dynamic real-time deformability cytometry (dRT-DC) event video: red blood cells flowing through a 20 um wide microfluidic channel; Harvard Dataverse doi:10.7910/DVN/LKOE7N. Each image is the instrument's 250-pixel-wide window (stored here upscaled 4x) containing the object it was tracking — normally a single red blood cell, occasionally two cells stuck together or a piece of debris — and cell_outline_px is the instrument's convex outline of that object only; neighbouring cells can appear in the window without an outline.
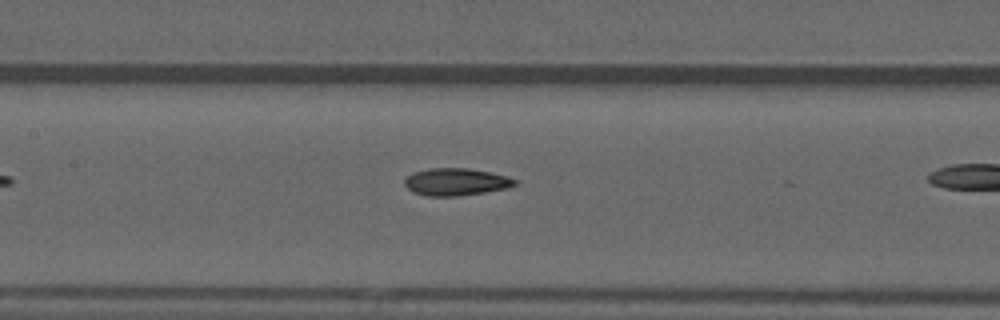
{"species": "common noctule bat (a hibernating species)", "species_latin": "Nyctalus noctula", "temperature_condition": "warm", "stored_images_in_passage": 25, "camera_frame_rate_fps": 3000, "um_per_image_px": 0.085, "animal": {"sex": "male", "forearm_length_mm": 52.5}, "frame": {"image": 1, "passage_image": 8, "time_ms": 2.333, "image_size_px": [1000, 320], "cell_outline_px": [[516, 184], [508, 188], [484, 192], [456, 196], [428, 196], [412, 192], [404, 184], [404, 180], [412, 172], [428, 168], [468, 168], [508, 176], [516, 180]], "centroid_in_image_um": [38.73, 15.45], "position_along_channel_um": 168.7, "area_um2": 17.51}}
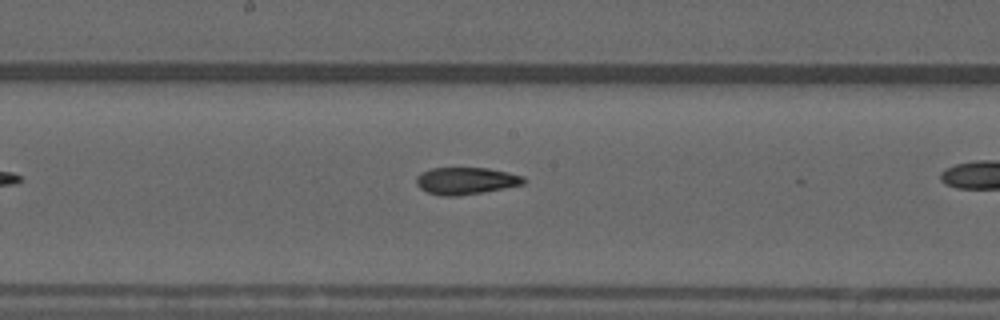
{"frame": {"image": 2, "passage_image": 11, "time_ms": 3.333, "image_size_px": [1000, 320], "cell_outline_px": [[524, 184], [484, 192], [456, 196], [440, 196], [428, 192], [420, 188], [416, 184], [416, 176], [420, 172], [432, 168], [488, 168], [508, 172], [524, 176]], "centroid_in_image_um": [39.57, 15.37], "position_along_channel_um": 208.6, "area_um2": 16.99}}
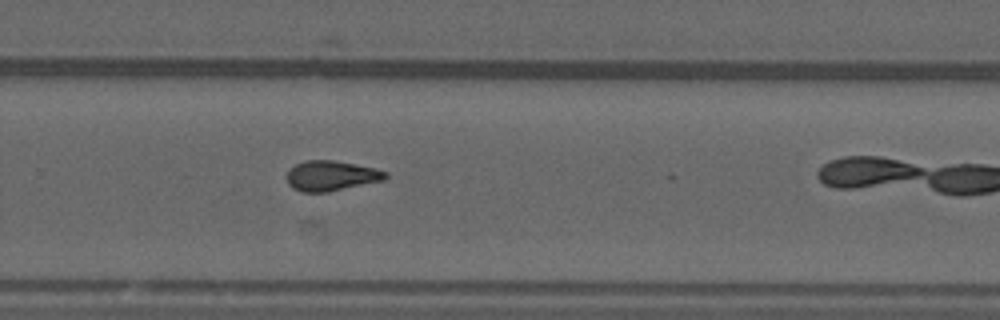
{"frame": {"image": 3, "passage_image": 18, "time_ms": 5.667, "image_size_px": [1000, 320], "cell_outline_px": [[388, 176], [384, 180], [328, 192], [304, 192], [292, 188], [288, 184], [288, 168], [304, 160], [332, 160], [372, 168], [388, 172]], "centroid_in_image_um": [28.12, 14.94], "position_along_channel_um": 301.7, "area_um2": 17.17}}